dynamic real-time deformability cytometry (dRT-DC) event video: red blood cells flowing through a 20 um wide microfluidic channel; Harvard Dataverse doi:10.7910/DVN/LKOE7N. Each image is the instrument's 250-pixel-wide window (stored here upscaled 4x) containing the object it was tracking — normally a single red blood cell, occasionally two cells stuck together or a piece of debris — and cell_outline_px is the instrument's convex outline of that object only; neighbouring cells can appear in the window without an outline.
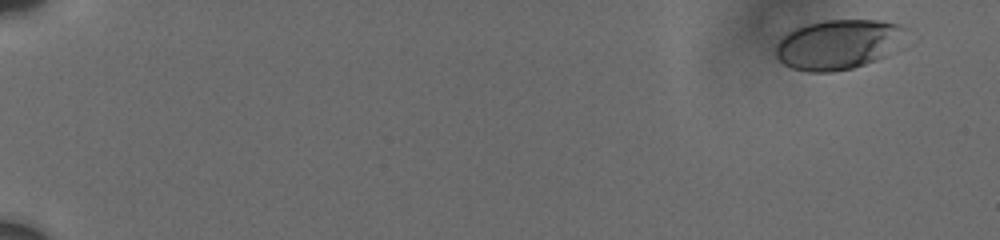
{"species": "human", "species_latin": "Homo sapiens", "temperature_condition": "cold", "stored_images_in_passage": 30, "camera_frame_rate_fps": 3000, "um_per_image_px": 0.085, "donor": {"sex": "male"}, "frame": {"image": 1, "passage_image": 2, "time_ms": 0.667, "image_size_px": [1000, 240], "cell_outline_px": [[904, 28], [888, 52], [884, 56], [876, 60], [852, 68], [832, 72], [808, 72], [792, 68], [784, 64], [776, 56], [776, 48], [780, 40], [788, 32], [796, 28], [808, 24], [824, 20], [880, 20], [900, 24]], "centroid_in_image_um": [71.14, 3.78], "position_along_channel_um": 13.9, "area_um2": 36.7}}
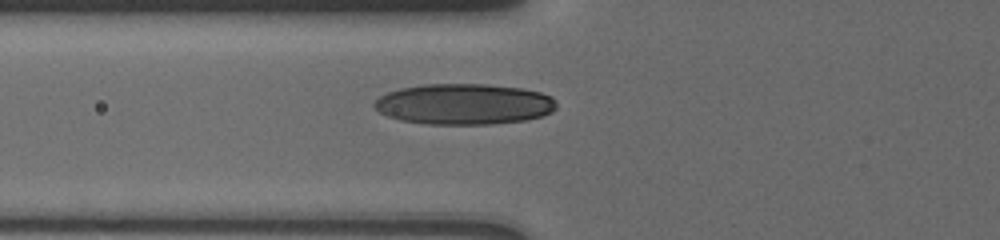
{"frame": {"image": 2, "passage_image": 16, "time_ms": 7.667, "image_size_px": [1000, 240], "cell_outline_px": [[556, 108], [552, 112], [540, 116], [524, 120], [492, 124], [424, 124], [400, 120], [388, 116], [380, 112], [372, 104], [380, 96], [388, 92], [400, 88], [424, 84], [484, 84], [520, 88], [540, 92], [552, 96], [556, 100]], "centroid_in_image_um": [39.44, 8.85], "position_along_channel_um": 86.4, "area_um2": 43.35}}
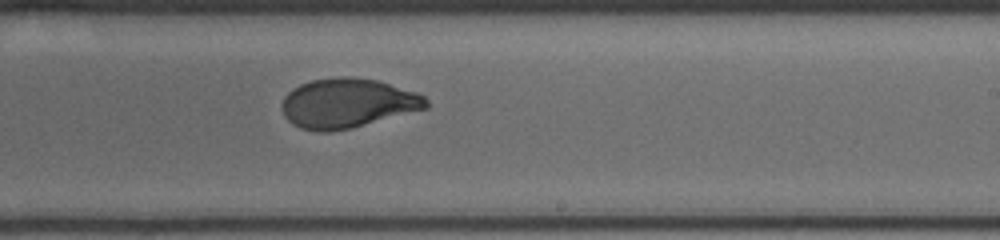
{"frame": {"image": 3, "passage_image": 29, "time_ms": 12.333, "image_size_px": [1000, 240], "cell_outline_px": [[428, 108], [352, 128], [328, 132], [320, 132], [300, 128], [292, 124], [284, 116], [284, 96], [292, 88], [300, 84], [312, 80], [340, 76], [352, 76], [376, 80], [416, 92], [424, 96], [428, 100]], "centroid_in_image_um": [29.55, 8.77], "position_along_channel_um": 259.5, "area_um2": 41.56}}